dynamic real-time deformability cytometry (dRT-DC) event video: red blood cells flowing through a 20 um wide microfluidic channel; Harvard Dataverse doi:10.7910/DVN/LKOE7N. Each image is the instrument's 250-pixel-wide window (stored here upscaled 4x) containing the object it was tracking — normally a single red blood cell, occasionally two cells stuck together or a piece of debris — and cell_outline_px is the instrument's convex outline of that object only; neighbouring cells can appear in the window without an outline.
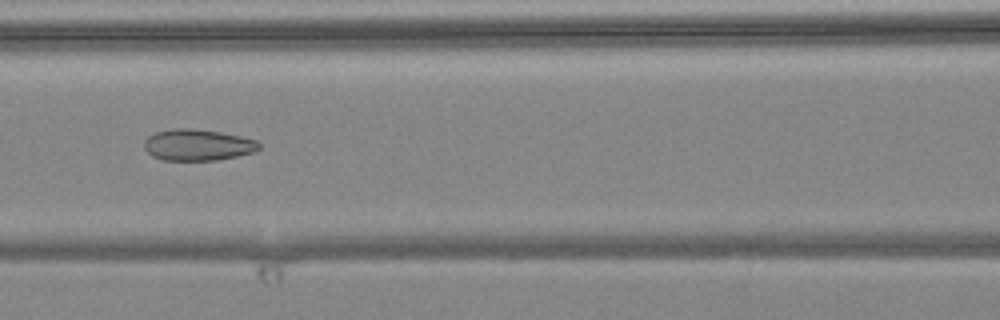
{"species": "common noctule bat (a hibernating species)", "species_latin": "Nyctalus noctula", "temperature_condition": "warm", "stored_images_in_passage": 7, "camera_frame_rate_fps": 3000, "um_per_image_px": 0.085, "animal": {"sex": "female", "body_mass_g": 24.6, "forearm_length_mm": 56.2}, "frame": {"image": 1, "passage_image": 5, "time_ms": 1.333, "image_size_px": [1000, 320], "cell_outline_px": [[260, 148], [252, 152], [236, 156], [216, 160], [164, 160], [152, 156], [144, 148], [144, 140], [148, 136], [156, 132], [172, 128], [196, 128], [220, 132], [240, 136], [256, 140], [260, 144]], "centroid_in_image_um": [16.77, 12.31], "position_along_channel_um": 149.8, "area_um2": 20.98}}
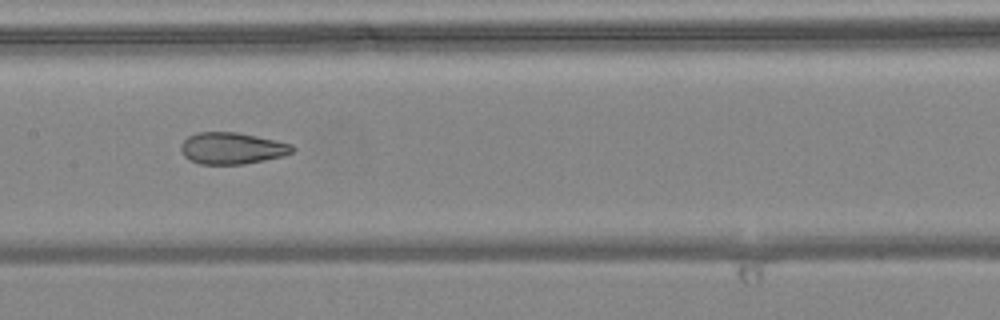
{"frame": {"image": 2, "passage_image": 6, "time_ms": 1.667, "image_size_px": [1000, 320], "cell_outline_px": [[296, 148], [292, 152], [284, 156], [244, 164], [200, 164], [188, 160], [184, 156], [180, 148], [180, 144], [188, 136], [196, 132], [236, 132], [276, 140], [292, 144]], "centroid_in_image_um": [19.71, 12.6], "position_along_channel_um": 187.7, "area_um2": 20.69}}
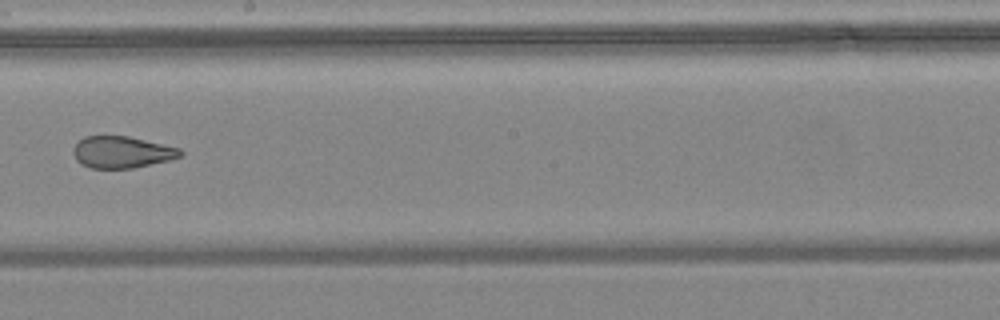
{"frame": {"image": 3, "passage_image": 7, "time_ms": 2.0, "image_size_px": [1000, 320], "cell_outline_px": [[184, 152], [180, 156], [168, 160], [132, 168], [92, 168], [80, 164], [76, 160], [72, 152], [72, 148], [84, 136], [128, 136], [180, 148]], "centroid_in_image_um": [10.32, 12.93], "position_along_channel_um": 237.9, "area_um2": 19.71}}